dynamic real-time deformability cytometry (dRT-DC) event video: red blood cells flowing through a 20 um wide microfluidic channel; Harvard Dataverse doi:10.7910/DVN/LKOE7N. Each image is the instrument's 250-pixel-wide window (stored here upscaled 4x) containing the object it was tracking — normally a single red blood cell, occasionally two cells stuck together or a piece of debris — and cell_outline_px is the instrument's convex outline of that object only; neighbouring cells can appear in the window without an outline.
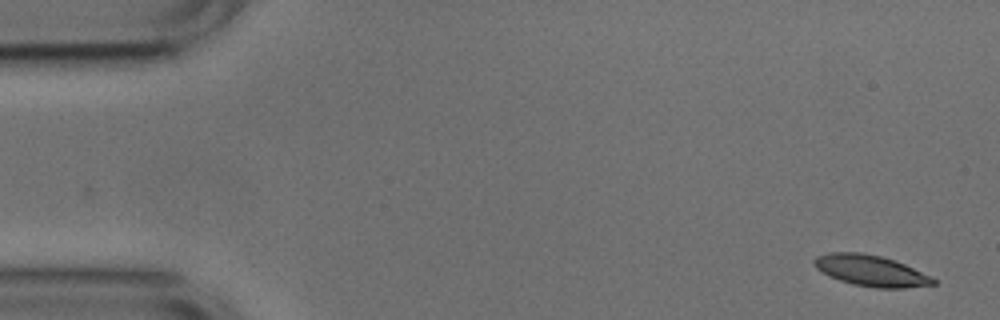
{"species": "common noctule bat (a hibernating species)", "species_latin": "Nyctalus noctula", "temperature_condition": "cold", "stored_images_in_passage": 52, "camera_frame_rate_fps": 3000, "um_per_image_px": 0.085, "animal": {"sex": "male", "body_mass_g": 17.9, "forearm_length_mm": 54.2}, "frame": {"image": 1, "passage_image": 1, "time_ms": 0.0, "image_size_px": [1000, 320], "cell_outline_px": [[936, 284], [904, 288], [876, 288], [852, 284], [840, 280], [816, 268], [812, 264], [812, 260], [816, 256], [828, 252], [860, 252], [880, 256], [896, 260], [936, 280]], "centroid_in_image_um": [73.98, 22.99], "position_along_channel_um": 11.0, "area_um2": 21.33}}
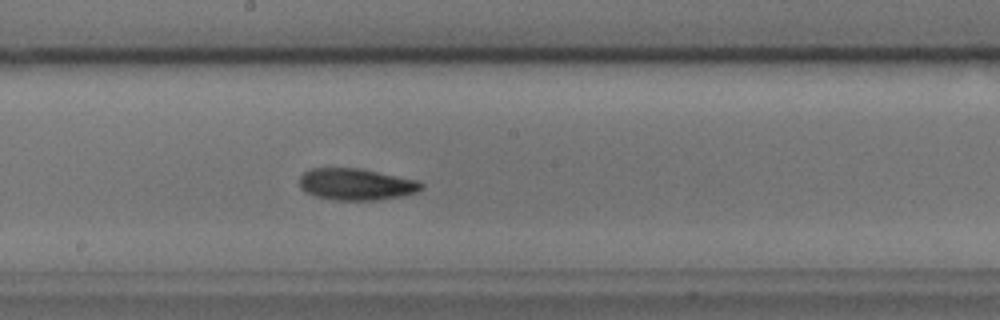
{"frame": {"image": 2, "passage_image": 27, "time_ms": 8.667, "image_size_px": [1000, 320], "cell_outline_px": [[424, 188], [416, 192], [404, 196], [376, 200], [332, 200], [316, 196], [304, 192], [300, 188], [300, 176], [304, 172], [312, 168], [360, 168], [420, 180], [424, 184]], "centroid_in_image_um": [30.31, 15.66], "position_along_channel_um": 217.9, "area_um2": 22.83}}
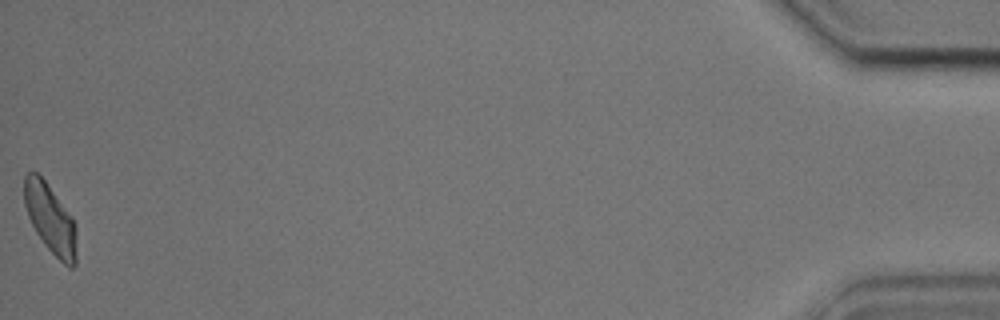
{"frame": {"image": 3, "passage_image": 52, "time_ms": 17.0, "image_size_px": [1000, 320], "cell_outline_px": [[76, 264], [72, 268], [68, 268], [44, 244], [36, 232], [28, 216], [24, 204], [24, 176], [28, 172], [36, 172], [44, 180], [72, 216], [76, 224]], "centroid_in_image_um": [4.29, 18.62], "position_along_channel_um": 430.9, "area_um2": 21.04}, "authors_computed_cell_mechanics": {"area_um2": 21.8484, "velocity_mm_per_s": 3.731, "shape_relaxation_time_tau1_ms": 4.1702, "shape_relaxation_time_tau2_ms": 5.3118, "deformation_change_tau1": 0.1164, "deformation_change_tau2": 0.1188}}